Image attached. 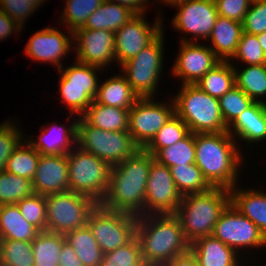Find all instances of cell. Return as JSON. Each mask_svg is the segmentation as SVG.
Listing matches in <instances>:
<instances>
[{
	"label": "cell",
	"mask_w": 266,
	"mask_h": 266,
	"mask_svg": "<svg viewBox=\"0 0 266 266\" xmlns=\"http://www.w3.org/2000/svg\"><path fill=\"white\" fill-rule=\"evenodd\" d=\"M46 231L65 234L85 227L98 203L88 196L66 191L45 195Z\"/></svg>",
	"instance_id": "8"
},
{
	"label": "cell",
	"mask_w": 266,
	"mask_h": 266,
	"mask_svg": "<svg viewBox=\"0 0 266 266\" xmlns=\"http://www.w3.org/2000/svg\"><path fill=\"white\" fill-rule=\"evenodd\" d=\"M105 0H66L64 11L62 13L63 24L66 23L67 31L70 36L79 28H82L87 18L99 8Z\"/></svg>",
	"instance_id": "38"
},
{
	"label": "cell",
	"mask_w": 266,
	"mask_h": 266,
	"mask_svg": "<svg viewBox=\"0 0 266 266\" xmlns=\"http://www.w3.org/2000/svg\"><path fill=\"white\" fill-rule=\"evenodd\" d=\"M136 15L135 11L125 5L105 0L79 29H104L115 33Z\"/></svg>",
	"instance_id": "25"
},
{
	"label": "cell",
	"mask_w": 266,
	"mask_h": 266,
	"mask_svg": "<svg viewBox=\"0 0 266 266\" xmlns=\"http://www.w3.org/2000/svg\"><path fill=\"white\" fill-rule=\"evenodd\" d=\"M78 119L70 122L71 125L66 128L58 124L47 126L41 130V135L35 141L34 139H26L27 142L36 149L41 155H67L72 147L76 146L77 123Z\"/></svg>",
	"instance_id": "20"
},
{
	"label": "cell",
	"mask_w": 266,
	"mask_h": 266,
	"mask_svg": "<svg viewBox=\"0 0 266 266\" xmlns=\"http://www.w3.org/2000/svg\"><path fill=\"white\" fill-rule=\"evenodd\" d=\"M64 236L84 266H99L104 253L87 225L68 231Z\"/></svg>",
	"instance_id": "29"
},
{
	"label": "cell",
	"mask_w": 266,
	"mask_h": 266,
	"mask_svg": "<svg viewBox=\"0 0 266 266\" xmlns=\"http://www.w3.org/2000/svg\"><path fill=\"white\" fill-rule=\"evenodd\" d=\"M176 7L178 12L172 19V26L179 32L193 35L192 41L183 37L181 42L209 39L218 17L214 0H187Z\"/></svg>",
	"instance_id": "15"
},
{
	"label": "cell",
	"mask_w": 266,
	"mask_h": 266,
	"mask_svg": "<svg viewBox=\"0 0 266 266\" xmlns=\"http://www.w3.org/2000/svg\"><path fill=\"white\" fill-rule=\"evenodd\" d=\"M227 132L249 145L266 140V104L254 102L228 127Z\"/></svg>",
	"instance_id": "21"
},
{
	"label": "cell",
	"mask_w": 266,
	"mask_h": 266,
	"mask_svg": "<svg viewBox=\"0 0 266 266\" xmlns=\"http://www.w3.org/2000/svg\"><path fill=\"white\" fill-rule=\"evenodd\" d=\"M72 40L73 36H67L56 28L46 27L33 33L26 44L24 54L33 61L57 65L59 70L63 67L62 57L64 60V56L74 48Z\"/></svg>",
	"instance_id": "18"
},
{
	"label": "cell",
	"mask_w": 266,
	"mask_h": 266,
	"mask_svg": "<svg viewBox=\"0 0 266 266\" xmlns=\"http://www.w3.org/2000/svg\"><path fill=\"white\" fill-rule=\"evenodd\" d=\"M39 157L40 153L24 138L8 158L5 171L32 181Z\"/></svg>",
	"instance_id": "34"
},
{
	"label": "cell",
	"mask_w": 266,
	"mask_h": 266,
	"mask_svg": "<svg viewBox=\"0 0 266 266\" xmlns=\"http://www.w3.org/2000/svg\"><path fill=\"white\" fill-rule=\"evenodd\" d=\"M0 266H34L32 241L0 239Z\"/></svg>",
	"instance_id": "39"
},
{
	"label": "cell",
	"mask_w": 266,
	"mask_h": 266,
	"mask_svg": "<svg viewBox=\"0 0 266 266\" xmlns=\"http://www.w3.org/2000/svg\"><path fill=\"white\" fill-rule=\"evenodd\" d=\"M58 266H84L73 247L66 240L60 251Z\"/></svg>",
	"instance_id": "50"
},
{
	"label": "cell",
	"mask_w": 266,
	"mask_h": 266,
	"mask_svg": "<svg viewBox=\"0 0 266 266\" xmlns=\"http://www.w3.org/2000/svg\"><path fill=\"white\" fill-rule=\"evenodd\" d=\"M34 193L32 181L18 175L0 172V206L17 204Z\"/></svg>",
	"instance_id": "37"
},
{
	"label": "cell",
	"mask_w": 266,
	"mask_h": 266,
	"mask_svg": "<svg viewBox=\"0 0 266 266\" xmlns=\"http://www.w3.org/2000/svg\"><path fill=\"white\" fill-rule=\"evenodd\" d=\"M12 121L0 124V172L5 170L6 162L14 149L24 140L23 134Z\"/></svg>",
	"instance_id": "46"
},
{
	"label": "cell",
	"mask_w": 266,
	"mask_h": 266,
	"mask_svg": "<svg viewBox=\"0 0 266 266\" xmlns=\"http://www.w3.org/2000/svg\"><path fill=\"white\" fill-rule=\"evenodd\" d=\"M231 61H221L209 70L196 86L214 98H221L235 86V73Z\"/></svg>",
	"instance_id": "30"
},
{
	"label": "cell",
	"mask_w": 266,
	"mask_h": 266,
	"mask_svg": "<svg viewBox=\"0 0 266 266\" xmlns=\"http://www.w3.org/2000/svg\"><path fill=\"white\" fill-rule=\"evenodd\" d=\"M170 170L176 189L182 196L202 193L211 188L195 163L172 166Z\"/></svg>",
	"instance_id": "36"
},
{
	"label": "cell",
	"mask_w": 266,
	"mask_h": 266,
	"mask_svg": "<svg viewBox=\"0 0 266 266\" xmlns=\"http://www.w3.org/2000/svg\"><path fill=\"white\" fill-rule=\"evenodd\" d=\"M145 266H164L190 249L174 214L139 216L135 228Z\"/></svg>",
	"instance_id": "3"
},
{
	"label": "cell",
	"mask_w": 266,
	"mask_h": 266,
	"mask_svg": "<svg viewBox=\"0 0 266 266\" xmlns=\"http://www.w3.org/2000/svg\"><path fill=\"white\" fill-rule=\"evenodd\" d=\"M154 156L138 149L125 161L110 168L109 186L100 202L106 209L144 216L146 184Z\"/></svg>",
	"instance_id": "1"
},
{
	"label": "cell",
	"mask_w": 266,
	"mask_h": 266,
	"mask_svg": "<svg viewBox=\"0 0 266 266\" xmlns=\"http://www.w3.org/2000/svg\"><path fill=\"white\" fill-rule=\"evenodd\" d=\"M211 235L237 253L242 248L266 246V237L259 228L234 208L231 203L222 212Z\"/></svg>",
	"instance_id": "12"
},
{
	"label": "cell",
	"mask_w": 266,
	"mask_h": 266,
	"mask_svg": "<svg viewBox=\"0 0 266 266\" xmlns=\"http://www.w3.org/2000/svg\"><path fill=\"white\" fill-rule=\"evenodd\" d=\"M118 74L98 84L94 101L121 109H130L139 97L133 91L126 78Z\"/></svg>",
	"instance_id": "26"
},
{
	"label": "cell",
	"mask_w": 266,
	"mask_h": 266,
	"mask_svg": "<svg viewBox=\"0 0 266 266\" xmlns=\"http://www.w3.org/2000/svg\"><path fill=\"white\" fill-rule=\"evenodd\" d=\"M225 125L229 127L254 101L236 85L218 99Z\"/></svg>",
	"instance_id": "41"
},
{
	"label": "cell",
	"mask_w": 266,
	"mask_h": 266,
	"mask_svg": "<svg viewBox=\"0 0 266 266\" xmlns=\"http://www.w3.org/2000/svg\"><path fill=\"white\" fill-rule=\"evenodd\" d=\"M164 33L142 49L134 58L123 63L121 73L139 98H153L163 67Z\"/></svg>",
	"instance_id": "9"
},
{
	"label": "cell",
	"mask_w": 266,
	"mask_h": 266,
	"mask_svg": "<svg viewBox=\"0 0 266 266\" xmlns=\"http://www.w3.org/2000/svg\"><path fill=\"white\" fill-rule=\"evenodd\" d=\"M236 141L227 131L195 133V164L211 187L230 190L238 183L243 155Z\"/></svg>",
	"instance_id": "2"
},
{
	"label": "cell",
	"mask_w": 266,
	"mask_h": 266,
	"mask_svg": "<svg viewBox=\"0 0 266 266\" xmlns=\"http://www.w3.org/2000/svg\"><path fill=\"white\" fill-rule=\"evenodd\" d=\"M159 17V18H158ZM153 25L145 20L144 14H137L115 33L116 63L120 66L134 58L142 49L152 43L163 31L162 18L158 16Z\"/></svg>",
	"instance_id": "14"
},
{
	"label": "cell",
	"mask_w": 266,
	"mask_h": 266,
	"mask_svg": "<svg viewBox=\"0 0 266 266\" xmlns=\"http://www.w3.org/2000/svg\"><path fill=\"white\" fill-rule=\"evenodd\" d=\"M250 7L242 22L243 32L253 35L266 32V0H253Z\"/></svg>",
	"instance_id": "47"
},
{
	"label": "cell",
	"mask_w": 266,
	"mask_h": 266,
	"mask_svg": "<svg viewBox=\"0 0 266 266\" xmlns=\"http://www.w3.org/2000/svg\"><path fill=\"white\" fill-rule=\"evenodd\" d=\"M58 92L62 99L61 102L68 105L70 116L75 114V116L81 117L93 102V99L87 94V87L59 86Z\"/></svg>",
	"instance_id": "45"
},
{
	"label": "cell",
	"mask_w": 266,
	"mask_h": 266,
	"mask_svg": "<svg viewBox=\"0 0 266 266\" xmlns=\"http://www.w3.org/2000/svg\"><path fill=\"white\" fill-rule=\"evenodd\" d=\"M75 147L67 154L69 191L88 196L100 204L109 186L111 166L94 154Z\"/></svg>",
	"instance_id": "6"
},
{
	"label": "cell",
	"mask_w": 266,
	"mask_h": 266,
	"mask_svg": "<svg viewBox=\"0 0 266 266\" xmlns=\"http://www.w3.org/2000/svg\"><path fill=\"white\" fill-rule=\"evenodd\" d=\"M77 61L102 70L116 62L115 35L108 30L77 29L73 32Z\"/></svg>",
	"instance_id": "16"
},
{
	"label": "cell",
	"mask_w": 266,
	"mask_h": 266,
	"mask_svg": "<svg viewBox=\"0 0 266 266\" xmlns=\"http://www.w3.org/2000/svg\"><path fill=\"white\" fill-rule=\"evenodd\" d=\"M99 266H145L138 239L134 237L126 245L104 254Z\"/></svg>",
	"instance_id": "42"
},
{
	"label": "cell",
	"mask_w": 266,
	"mask_h": 266,
	"mask_svg": "<svg viewBox=\"0 0 266 266\" xmlns=\"http://www.w3.org/2000/svg\"><path fill=\"white\" fill-rule=\"evenodd\" d=\"M14 30L21 32V27L0 9V41L16 33Z\"/></svg>",
	"instance_id": "51"
},
{
	"label": "cell",
	"mask_w": 266,
	"mask_h": 266,
	"mask_svg": "<svg viewBox=\"0 0 266 266\" xmlns=\"http://www.w3.org/2000/svg\"><path fill=\"white\" fill-rule=\"evenodd\" d=\"M189 132L188 126L174 114L144 149L154 156L160 149L177 143Z\"/></svg>",
	"instance_id": "40"
},
{
	"label": "cell",
	"mask_w": 266,
	"mask_h": 266,
	"mask_svg": "<svg viewBox=\"0 0 266 266\" xmlns=\"http://www.w3.org/2000/svg\"><path fill=\"white\" fill-rule=\"evenodd\" d=\"M218 16L243 22L251 0H214Z\"/></svg>",
	"instance_id": "49"
},
{
	"label": "cell",
	"mask_w": 266,
	"mask_h": 266,
	"mask_svg": "<svg viewBox=\"0 0 266 266\" xmlns=\"http://www.w3.org/2000/svg\"><path fill=\"white\" fill-rule=\"evenodd\" d=\"M243 32L242 23L218 16L211 36V50L221 61H230L236 53Z\"/></svg>",
	"instance_id": "23"
},
{
	"label": "cell",
	"mask_w": 266,
	"mask_h": 266,
	"mask_svg": "<svg viewBox=\"0 0 266 266\" xmlns=\"http://www.w3.org/2000/svg\"><path fill=\"white\" fill-rule=\"evenodd\" d=\"M76 145L110 166L119 164L140 149L128 131H106L89 125L82 117L77 123Z\"/></svg>",
	"instance_id": "7"
},
{
	"label": "cell",
	"mask_w": 266,
	"mask_h": 266,
	"mask_svg": "<svg viewBox=\"0 0 266 266\" xmlns=\"http://www.w3.org/2000/svg\"><path fill=\"white\" fill-rule=\"evenodd\" d=\"M63 68L61 67L58 71L61 76L60 80H58L59 86L87 87V94L94 100L100 83L97 82L96 71H101V68L84 64L77 60L72 66Z\"/></svg>",
	"instance_id": "32"
},
{
	"label": "cell",
	"mask_w": 266,
	"mask_h": 266,
	"mask_svg": "<svg viewBox=\"0 0 266 266\" xmlns=\"http://www.w3.org/2000/svg\"><path fill=\"white\" fill-rule=\"evenodd\" d=\"M40 231L27 222L17 204L0 206V239L33 241Z\"/></svg>",
	"instance_id": "27"
},
{
	"label": "cell",
	"mask_w": 266,
	"mask_h": 266,
	"mask_svg": "<svg viewBox=\"0 0 266 266\" xmlns=\"http://www.w3.org/2000/svg\"><path fill=\"white\" fill-rule=\"evenodd\" d=\"M179 44V55L171 69L174 77L182 79V85H196L209 70L221 62L207 45L197 42Z\"/></svg>",
	"instance_id": "17"
},
{
	"label": "cell",
	"mask_w": 266,
	"mask_h": 266,
	"mask_svg": "<svg viewBox=\"0 0 266 266\" xmlns=\"http://www.w3.org/2000/svg\"><path fill=\"white\" fill-rule=\"evenodd\" d=\"M138 217L116 212L100 204L91 212L87 226L104 254L122 247L135 237Z\"/></svg>",
	"instance_id": "10"
},
{
	"label": "cell",
	"mask_w": 266,
	"mask_h": 266,
	"mask_svg": "<svg viewBox=\"0 0 266 266\" xmlns=\"http://www.w3.org/2000/svg\"><path fill=\"white\" fill-rule=\"evenodd\" d=\"M175 114L192 133H219L227 131L219 101L196 85H181L173 98Z\"/></svg>",
	"instance_id": "5"
},
{
	"label": "cell",
	"mask_w": 266,
	"mask_h": 266,
	"mask_svg": "<svg viewBox=\"0 0 266 266\" xmlns=\"http://www.w3.org/2000/svg\"><path fill=\"white\" fill-rule=\"evenodd\" d=\"M157 1L159 2L162 1L161 3H165L166 6L171 5L172 7H175L176 5H179L187 0H157Z\"/></svg>",
	"instance_id": "55"
},
{
	"label": "cell",
	"mask_w": 266,
	"mask_h": 266,
	"mask_svg": "<svg viewBox=\"0 0 266 266\" xmlns=\"http://www.w3.org/2000/svg\"><path fill=\"white\" fill-rule=\"evenodd\" d=\"M240 60L244 65H266V55L261 48L257 35L242 32L232 60Z\"/></svg>",
	"instance_id": "44"
},
{
	"label": "cell",
	"mask_w": 266,
	"mask_h": 266,
	"mask_svg": "<svg viewBox=\"0 0 266 266\" xmlns=\"http://www.w3.org/2000/svg\"><path fill=\"white\" fill-rule=\"evenodd\" d=\"M64 234L40 231L32 241L34 266H58Z\"/></svg>",
	"instance_id": "33"
},
{
	"label": "cell",
	"mask_w": 266,
	"mask_h": 266,
	"mask_svg": "<svg viewBox=\"0 0 266 266\" xmlns=\"http://www.w3.org/2000/svg\"><path fill=\"white\" fill-rule=\"evenodd\" d=\"M181 198L170 168L154 160L146 184L144 215L175 214Z\"/></svg>",
	"instance_id": "13"
},
{
	"label": "cell",
	"mask_w": 266,
	"mask_h": 266,
	"mask_svg": "<svg viewBox=\"0 0 266 266\" xmlns=\"http://www.w3.org/2000/svg\"><path fill=\"white\" fill-rule=\"evenodd\" d=\"M164 266H199V262L189 249L187 252L173 257Z\"/></svg>",
	"instance_id": "52"
},
{
	"label": "cell",
	"mask_w": 266,
	"mask_h": 266,
	"mask_svg": "<svg viewBox=\"0 0 266 266\" xmlns=\"http://www.w3.org/2000/svg\"><path fill=\"white\" fill-rule=\"evenodd\" d=\"M45 0H30V2L32 4H34L37 8L42 5V3L44 2ZM42 2V3H41Z\"/></svg>",
	"instance_id": "56"
},
{
	"label": "cell",
	"mask_w": 266,
	"mask_h": 266,
	"mask_svg": "<svg viewBox=\"0 0 266 266\" xmlns=\"http://www.w3.org/2000/svg\"><path fill=\"white\" fill-rule=\"evenodd\" d=\"M110 2H115L121 5H125L135 11L137 14H145L146 5L148 0H107Z\"/></svg>",
	"instance_id": "53"
},
{
	"label": "cell",
	"mask_w": 266,
	"mask_h": 266,
	"mask_svg": "<svg viewBox=\"0 0 266 266\" xmlns=\"http://www.w3.org/2000/svg\"><path fill=\"white\" fill-rule=\"evenodd\" d=\"M0 9L5 12L21 29L37 7L30 0H0Z\"/></svg>",
	"instance_id": "48"
},
{
	"label": "cell",
	"mask_w": 266,
	"mask_h": 266,
	"mask_svg": "<svg viewBox=\"0 0 266 266\" xmlns=\"http://www.w3.org/2000/svg\"><path fill=\"white\" fill-rule=\"evenodd\" d=\"M199 266H241L240 258L234 249L214 236L197 238L190 244ZM238 257V258H237Z\"/></svg>",
	"instance_id": "22"
},
{
	"label": "cell",
	"mask_w": 266,
	"mask_h": 266,
	"mask_svg": "<svg viewBox=\"0 0 266 266\" xmlns=\"http://www.w3.org/2000/svg\"><path fill=\"white\" fill-rule=\"evenodd\" d=\"M229 204L230 191L219 187L183 195L174 215L180 221L185 239L191 244L197 238L210 236Z\"/></svg>",
	"instance_id": "4"
},
{
	"label": "cell",
	"mask_w": 266,
	"mask_h": 266,
	"mask_svg": "<svg viewBox=\"0 0 266 266\" xmlns=\"http://www.w3.org/2000/svg\"><path fill=\"white\" fill-rule=\"evenodd\" d=\"M155 160L167 167L176 165H188L195 163V134L189 132L183 139L177 143L160 149L155 155Z\"/></svg>",
	"instance_id": "35"
},
{
	"label": "cell",
	"mask_w": 266,
	"mask_h": 266,
	"mask_svg": "<svg viewBox=\"0 0 266 266\" xmlns=\"http://www.w3.org/2000/svg\"><path fill=\"white\" fill-rule=\"evenodd\" d=\"M152 99L139 98L129 109L128 132L134 143L142 149L175 114L173 99L168 101L171 104Z\"/></svg>",
	"instance_id": "11"
},
{
	"label": "cell",
	"mask_w": 266,
	"mask_h": 266,
	"mask_svg": "<svg viewBox=\"0 0 266 266\" xmlns=\"http://www.w3.org/2000/svg\"><path fill=\"white\" fill-rule=\"evenodd\" d=\"M89 125L106 131H128L129 109L93 102L81 116Z\"/></svg>",
	"instance_id": "28"
},
{
	"label": "cell",
	"mask_w": 266,
	"mask_h": 266,
	"mask_svg": "<svg viewBox=\"0 0 266 266\" xmlns=\"http://www.w3.org/2000/svg\"><path fill=\"white\" fill-rule=\"evenodd\" d=\"M233 69L235 85L254 102L266 104L265 99L263 100L266 96V65H248L241 70L233 65Z\"/></svg>",
	"instance_id": "31"
},
{
	"label": "cell",
	"mask_w": 266,
	"mask_h": 266,
	"mask_svg": "<svg viewBox=\"0 0 266 266\" xmlns=\"http://www.w3.org/2000/svg\"><path fill=\"white\" fill-rule=\"evenodd\" d=\"M237 185L229 190L230 203L249 218L266 237V193L258 189H237Z\"/></svg>",
	"instance_id": "24"
},
{
	"label": "cell",
	"mask_w": 266,
	"mask_h": 266,
	"mask_svg": "<svg viewBox=\"0 0 266 266\" xmlns=\"http://www.w3.org/2000/svg\"><path fill=\"white\" fill-rule=\"evenodd\" d=\"M257 38L260 42L261 48L263 49L266 55V32L257 35Z\"/></svg>",
	"instance_id": "54"
},
{
	"label": "cell",
	"mask_w": 266,
	"mask_h": 266,
	"mask_svg": "<svg viewBox=\"0 0 266 266\" xmlns=\"http://www.w3.org/2000/svg\"><path fill=\"white\" fill-rule=\"evenodd\" d=\"M34 193L49 195L69 190L67 155H41L32 180Z\"/></svg>",
	"instance_id": "19"
},
{
	"label": "cell",
	"mask_w": 266,
	"mask_h": 266,
	"mask_svg": "<svg viewBox=\"0 0 266 266\" xmlns=\"http://www.w3.org/2000/svg\"><path fill=\"white\" fill-rule=\"evenodd\" d=\"M24 219L39 231H46L45 195L33 193L17 203Z\"/></svg>",
	"instance_id": "43"
}]
</instances>
